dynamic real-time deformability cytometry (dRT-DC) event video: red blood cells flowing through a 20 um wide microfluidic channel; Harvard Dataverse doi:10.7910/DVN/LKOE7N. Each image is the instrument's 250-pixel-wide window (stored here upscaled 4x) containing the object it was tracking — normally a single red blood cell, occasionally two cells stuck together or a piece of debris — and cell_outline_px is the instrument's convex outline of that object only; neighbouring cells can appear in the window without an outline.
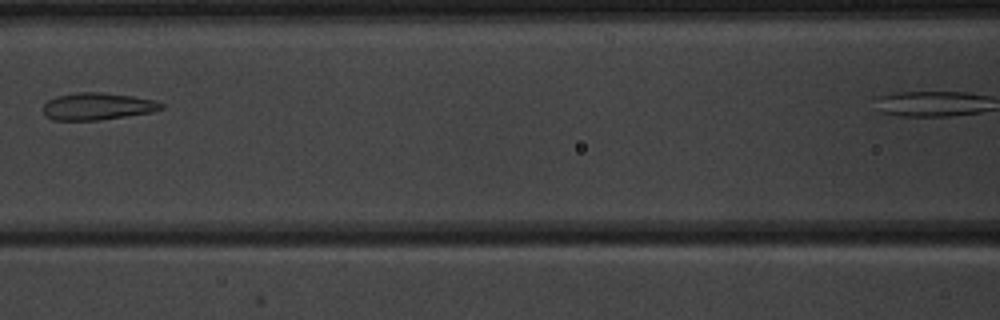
{"species": "common noctule bat (a hibernating species)", "species_latin": "Nyctalus noctula", "temperature_condition": "warm", "stored_images_in_passage": 6, "camera_frame_rate_fps": 3000, "um_per_image_px": 0.085, "animal": {"sex": "male", "body_mass_g": 20.1, "forearm_length_mm": 53.5}, "frame": {"image": 1, "passage_image": 5, "time_ms": 4.667, "image_size_px": [1000, 320], "cell_outline_px": [[164, 108], [152, 112], [96, 120], [52, 120], [44, 116], [44, 104], [48, 100], [56, 96], [76, 92], [100, 92], [132, 96], [156, 100], [164, 104]], "centroid_in_image_um": [8.27, 9.03], "position_along_channel_um": 158.3, "area_um2": 18.67}}